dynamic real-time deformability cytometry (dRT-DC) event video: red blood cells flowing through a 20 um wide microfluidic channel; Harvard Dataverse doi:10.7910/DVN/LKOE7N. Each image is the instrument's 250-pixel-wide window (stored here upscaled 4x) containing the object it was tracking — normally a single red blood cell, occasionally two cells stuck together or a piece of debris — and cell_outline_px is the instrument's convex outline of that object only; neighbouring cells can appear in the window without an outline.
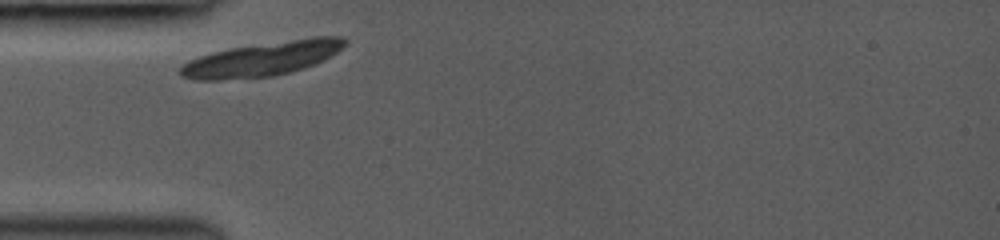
{"species": "common noctule bat (a hibernating species)", "species_latin": "Nyctalus noctula", "temperature_condition": "room temperature", "stored_images_in_passage": 8, "camera_frame_rate_fps": 3000, "um_per_image_px": 0.085, "animal": {"sex": "female", "body_mass_g": 19.0, "forearm_length_mm": 53.3}, "frame": {"image": 1, "passage_image": 1, "time_ms": 0.0, "image_size_px": [1000, 240], "cell_outline_px": [[348, 40], [332, 56], [324, 60], [304, 68], [272, 76], [220, 80], [196, 80], [180, 76], [176, 72], [188, 60], [212, 52], [232, 48], [312, 36], [344, 36]], "centroid_in_image_um": [22.28, 5.01], "position_along_channel_um": 62.7, "area_um2": 32.77}}
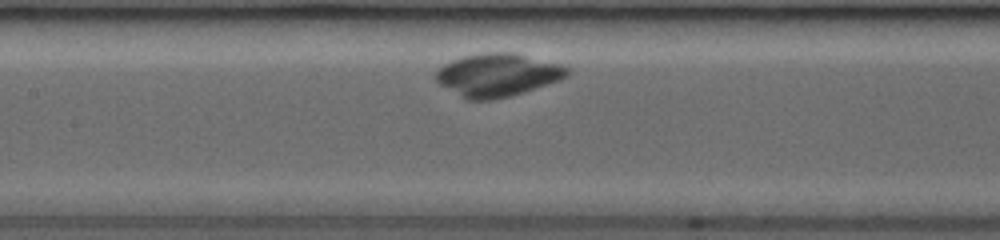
{"frame": {"image": 2, "passage_image": 6, "time_ms": 2.667, "image_size_px": [1000, 240], "cell_outline_px": [[572, 72], [568, 76], [560, 80], [524, 92], [492, 100], [464, 100], [440, 84], [436, 80], [436, 72], [444, 64], [452, 60], [464, 56], [484, 52], [516, 52], [560, 64], [572, 68]], "centroid_in_image_um": [42.33, 6.37], "position_along_channel_um": 165.1, "area_um2": 33.23}}
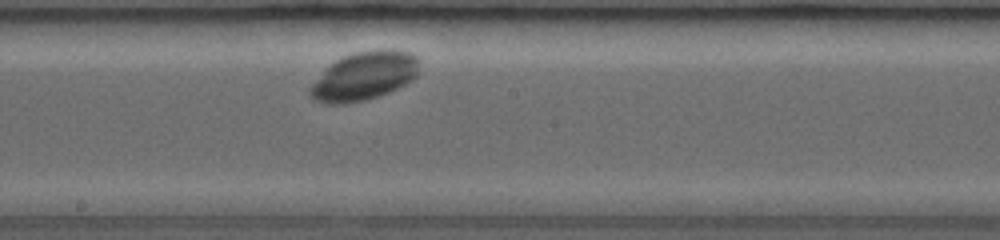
{"frame": {"image": 3, "passage_image": 8, "time_ms": 4.0, "image_size_px": [1000, 240], "cell_outline_px": [[420, 60], [416, 76], [412, 80], [388, 92], [364, 100], [344, 104], [328, 104], [316, 100], [308, 92], [308, 88], [336, 60], [344, 56], [356, 52], [380, 48], [388, 48], [412, 52]], "centroid_in_image_um": [31.0, 6.44], "position_along_channel_um": 217.2, "area_um2": 30.58}}